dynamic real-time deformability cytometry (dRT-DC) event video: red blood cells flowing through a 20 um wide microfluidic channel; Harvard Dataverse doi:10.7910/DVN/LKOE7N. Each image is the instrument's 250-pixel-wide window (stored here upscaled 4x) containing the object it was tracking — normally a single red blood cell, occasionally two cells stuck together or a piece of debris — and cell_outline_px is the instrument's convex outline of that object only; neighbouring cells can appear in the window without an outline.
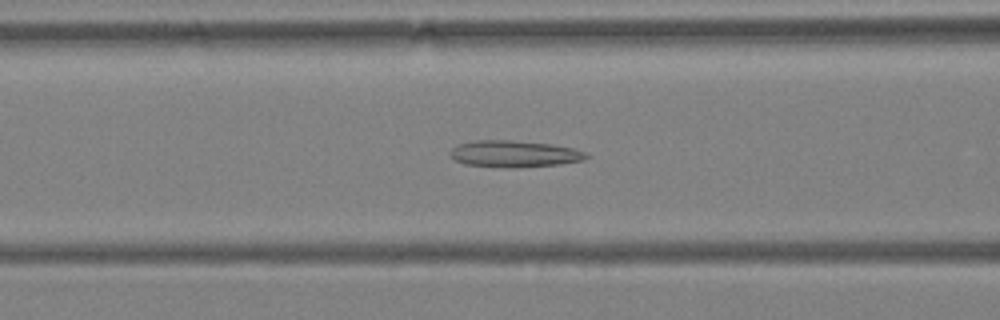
{"species": "Egyptian fruit bat (a non-hibernating species)", "species_latin": "Rousettus aegyptiacus", "temperature_condition": "warm", "stored_images_in_passage": 43, "camera_frame_rate_fps": 3000, "um_per_image_px": 0.085, "animal": {"sex": "female"}, "frame": {"image": 1, "passage_image": 11, "time_ms": 3.333, "image_size_px": [1000, 320], "cell_outline_px": [[588, 156], [584, 160], [560, 164], [516, 168], [512, 168], [464, 164], [456, 160], [448, 152], [452, 148], [460, 144], [472, 140], [512, 140], [552, 144], [572, 148], [588, 152]], "centroid_in_image_um": [43.73, 13.07], "position_along_channel_um": 122.9, "area_um2": 21.21}}
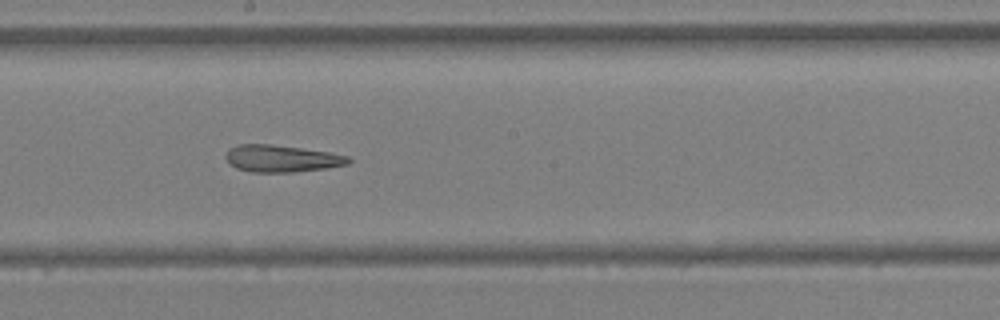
{"frame": {"image": 2, "passage_image": 19, "time_ms": 6.0, "image_size_px": [1000, 320], "cell_outline_px": [[352, 160], [348, 164], [328, 168], [292, 172], [252, 172], [236, 168], [228, 164], [224, 156], [228, 148], [240, 144], [272, 144], [328, 152], [348, 156]], "centroid_in_image_um": [23.9, 13.48], "position_along_channel_um": 224.3, "area_um2": 19.42}}
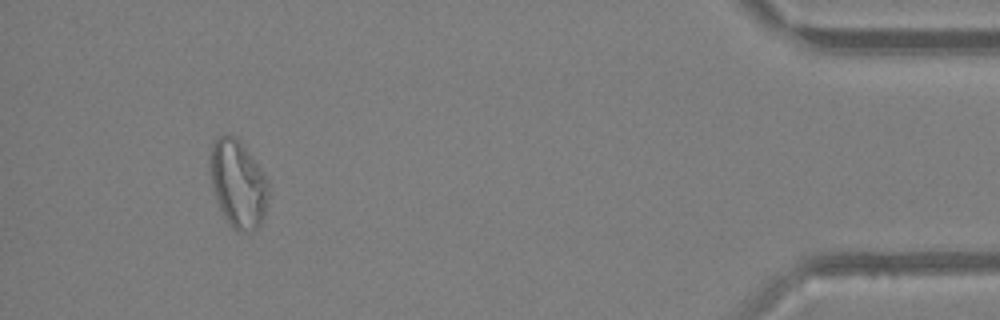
{"frame": {"image": 3, "passage_image": 39, "time_ms": 12.667, "image_size_px": [1000, 320], "cell_outline_px": [[268, 204], [264, 216], [260, 224], [256, 228], [232, 228], [228, 224], [220, 208], [212, 184], [208, 164], [208, 152], [212, 140], [220, 136], [236, 136], [244, 144], [268, 180]], "centroid_in_image_um": [20.21, 15.53], "position_along_channel_um": 415.0, "area_um2": 29.77}, "authors_computed_cell_mechanics": {"area_um2": 21.6172, "velocity_mm_per_s": 3.8114, "shape_relaxation_time_tau1_ms": null, "shape_relaxation_time_tau2_ms": 7.6268, "deformation_change_tau1": null, "deformation_change_tau2": 0.2067}}